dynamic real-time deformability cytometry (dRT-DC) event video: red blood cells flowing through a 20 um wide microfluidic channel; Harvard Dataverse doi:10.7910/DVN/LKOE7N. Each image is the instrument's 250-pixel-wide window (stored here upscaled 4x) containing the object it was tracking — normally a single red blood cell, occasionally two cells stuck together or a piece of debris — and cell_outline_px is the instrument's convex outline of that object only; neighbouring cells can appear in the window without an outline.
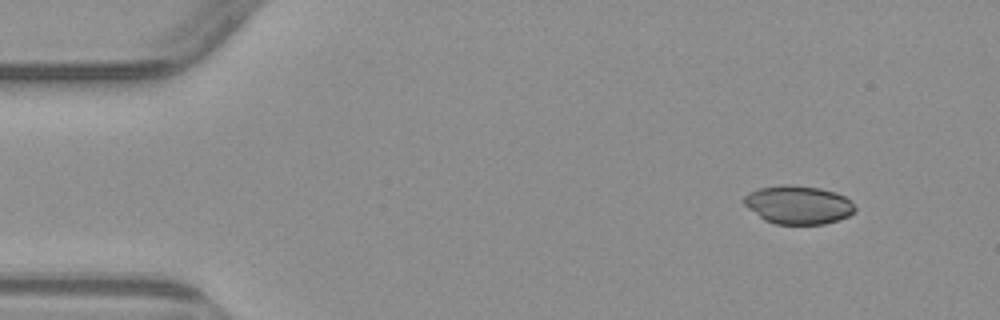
{"species": "common noctule bat (a hibernating species)", "species_latin": "Nyctalus noctula", "temperature_condition": "warm", "stored_images_in_passage": 3, "camera_frame_rate_fps": 3000, "um_per_image_px": 0.085, "animal": {"sex": "male", "body_mass_g": 23.1, "forearm_length_mm": 52.7}, "frame": {"image": 1, "passage_image": 1, "time_ms": 0.0, "image_size_px": [1000, 320], "cell_outline_px": [[856, 212], [848, 216], [824, 224], [776, 224], [764, 220], [748, 208], [744, 204], [744, 196], [748, 192], [760, 188], [780, 184], [788, 184], [820, 188], [836, 192], [852, 200], [856, 208]], "centroid_in_image_um": [67.86, 17.4], "position_along_channel_um": 17.1, "area_um2": 25.03}}
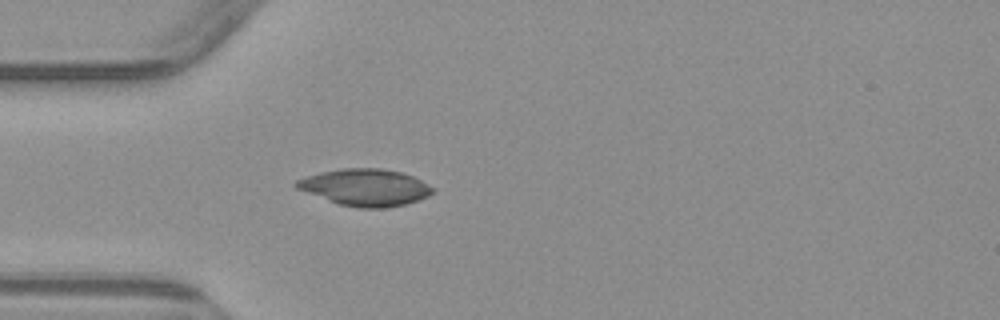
{"frame": {"image": 2, "passage_image": 3, "time_ms": 3.333, "image_size_px": [1000, 320], "cell_outline_px": [[436, 188], [428, 196], [404, 204], [384, 208], [356, 208], [340, 204], [296, 188], [292, 184], [296, 180], [320, 172], [340, 168], [380, 168], [400, 172], [412, 176]], "centroid_in_image_um": [31.04, 15.92], "position_along_channel_um": 54.0, "area_um2": 29.02}}